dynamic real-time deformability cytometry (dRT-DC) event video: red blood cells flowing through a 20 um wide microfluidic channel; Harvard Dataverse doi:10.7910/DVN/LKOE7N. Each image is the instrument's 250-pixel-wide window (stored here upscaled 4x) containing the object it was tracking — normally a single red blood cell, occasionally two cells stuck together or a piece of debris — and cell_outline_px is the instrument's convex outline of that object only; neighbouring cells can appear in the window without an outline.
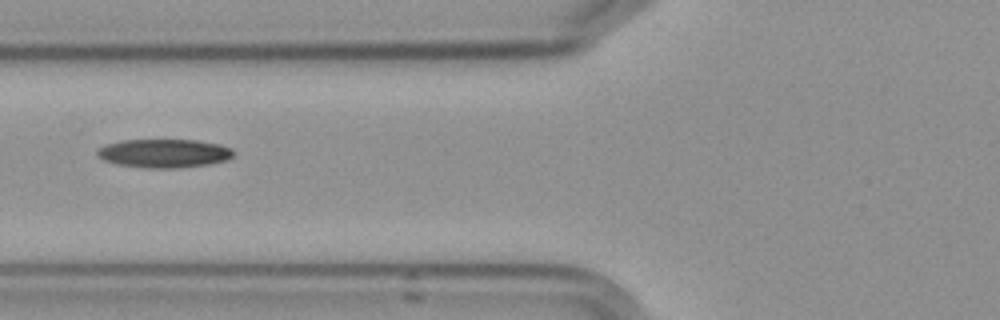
{"species": "Egyptian fruit bat (a non-hibernating species)", "species_latin": "Rousettus aegyptiacus", "temperature_condition": "cold", "stored_images_in_passage": 5, "camera_frame_rate_fps": 3000, "um_per_image_px": 0.085, "frame": {"image": 1, "passage_image": 5, "time_ms": 5.667, "image_size_px": [1000, 320], "cell_outline_px": [[236, 152], [228, 160], [212, 164], [180, 168], [148, 168], [116, 164], [104, 160], [96, 152], [104, 144], [120, 140], [196, 140], [220, 144], [232, 148]], "centroid_in_image_um": [14.0, 13.03], "position_along_channel_um": 111.8, "area_um2": 22.95}}